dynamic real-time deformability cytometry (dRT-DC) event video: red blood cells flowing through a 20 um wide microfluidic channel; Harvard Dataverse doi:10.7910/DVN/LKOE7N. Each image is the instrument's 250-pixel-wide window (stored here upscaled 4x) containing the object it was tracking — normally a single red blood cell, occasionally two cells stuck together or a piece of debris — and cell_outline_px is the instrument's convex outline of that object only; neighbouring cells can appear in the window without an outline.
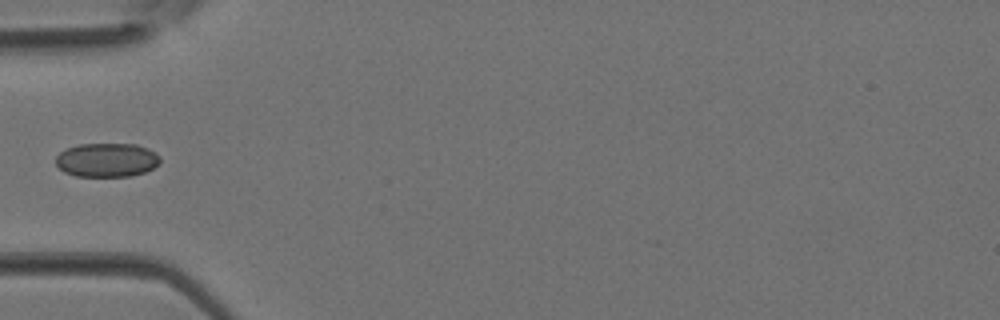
{"species": "Egyptian fruit bat (a non-hibernating species)", "species_latin": "Rousettus aegyptiacus", "temperature_condition": "room temperature", "stored_images_in_passage": 1, "camera_frame_rate_fps": 3000, "um_per_image_px": 0.085, "animal": {"sex": "female"}, "frame": {"image": 1, "passage_image": 1, "time_ms": 0.0, "image_size_px": [1000, 320], "cell_outline_px": [[160, 160], [152, 168], [144, 172], [128, 176], [76, 176], [64, 172], [56, 164], [56, 156], [60, 152], [68, 148], [80, 144], [136, 144], [148, 148], [160, 156]], "centroid_in_image_um": [9.06, 13.59], "position_along_channel_um": 75.9, "area_um2": 20.46}}